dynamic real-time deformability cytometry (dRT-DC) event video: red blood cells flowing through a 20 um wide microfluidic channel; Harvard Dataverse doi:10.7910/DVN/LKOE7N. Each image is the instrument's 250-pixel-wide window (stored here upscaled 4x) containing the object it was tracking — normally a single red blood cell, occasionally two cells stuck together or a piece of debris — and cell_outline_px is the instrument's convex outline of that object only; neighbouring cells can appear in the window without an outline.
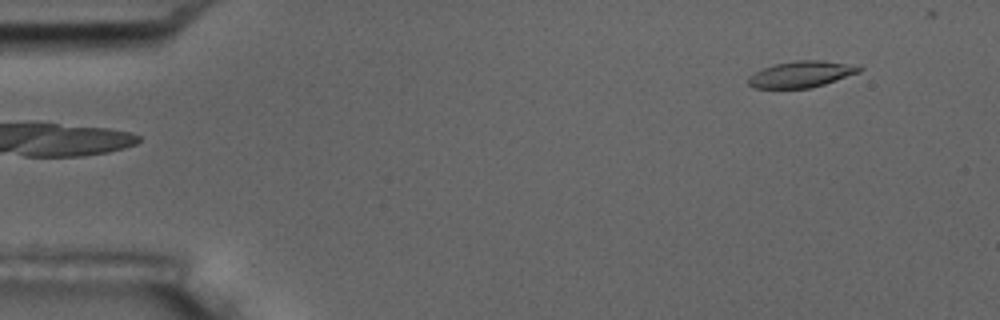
{"species": "common noctule bat (a hibernating species)", "species_latin": "Nyctalus noctula", "temperature_condition": "room temperature", "stored_images_in_passage": 5, "camera_frame_rate_fps": 3000, "um_per_image_px": 0.085, "animal": {"sex": "male", "body_mass_g": 17.5, "forearm_length_mm": 52.3}, "frame": {"image": 1, "passage_image": 5, "time_ms": 5.667, "image_size_px": [1000, 320], "cell_outline_px": [[864, 68], [860, 72], [824, 84], [808, 88], [752, 88], [748, 84], [748, 76], [764, 68], [776, 64], [796, 60], [824, 60]], "centroid_in_image_um": [68.07, 6.32], "position_along_channel_um": 16.9, "area_um2": 16.7}}